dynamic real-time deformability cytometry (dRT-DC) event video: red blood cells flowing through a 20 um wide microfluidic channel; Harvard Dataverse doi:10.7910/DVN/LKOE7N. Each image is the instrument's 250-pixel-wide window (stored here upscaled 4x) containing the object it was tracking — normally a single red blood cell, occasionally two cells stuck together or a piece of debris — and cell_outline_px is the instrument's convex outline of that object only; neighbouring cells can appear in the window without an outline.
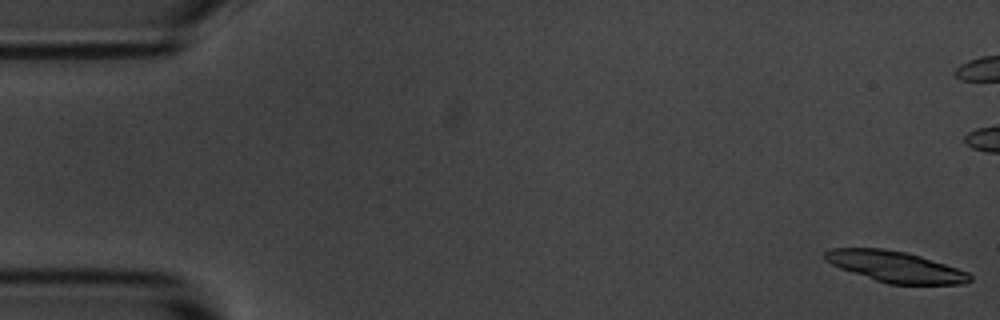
{"species": "common noctule bat (a hibernating species)", "species_latin": "Nyctalus noctula", "temperature_condition": "room temperature", "stored_images_in_passage": 11, "camera_frame_rate_fps": 3000, "um_per_image_px": 0.085, "animal": {"sex": "male", "body_mass_g": 20.1, "forearm_length_mm": 53.5}, "frame": {"image": 1, "passage_image": 1, "time_ms": 0.0, "image_size_px": [1000, 320], "cell_outline_px": [[972, 280], [964, 284], [888, 284], [840, 268], [824, 260], [824, 252], [832, 248], [884, 248], [908, 252], [968, 272], [972, 276]], "centroid_in_image_um": [76.1, 22.66], "position_along_channel_um": 8.9, "area_um2": 26.01}}